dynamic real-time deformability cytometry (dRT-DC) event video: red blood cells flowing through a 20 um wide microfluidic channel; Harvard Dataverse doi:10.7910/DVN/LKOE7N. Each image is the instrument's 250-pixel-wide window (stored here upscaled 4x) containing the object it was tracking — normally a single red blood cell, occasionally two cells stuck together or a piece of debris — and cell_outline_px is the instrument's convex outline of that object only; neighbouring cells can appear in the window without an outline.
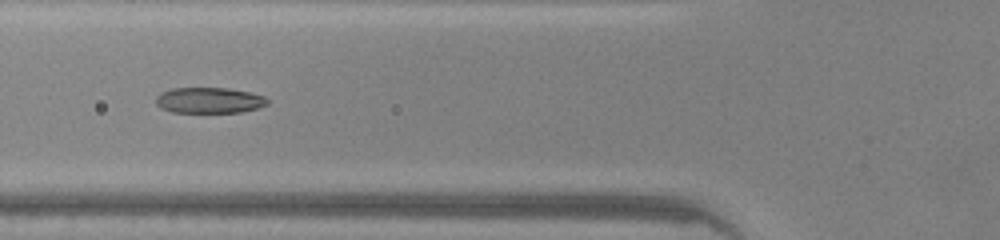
{"species": "common noctule bat (a hibernating species)", "species_latin": "Nyctalus noctula", "temperature_condition": "warm", "stored_images_in_passage": 37, "camera_frame_rate_fps": 3000, "um_per_image_px": 0.085, "animal": {"sex": "male", "body_mass_g": 20.0, "forearm_length_mm": 53.3}, "frame": {"image": 1, "passage_image": 7, "time_ms": 2.0, "image_size_px": [1000, 240], "cell_outline_px": [[268, 104], [256, 108], [240, 112], [172, 112], [160, 108], [156, 104], [156, 96], [160, 92], [172, 88], [228, 88], [248, 92], [264, 96], [268, 100]], "centroid_in_image_um": [17.74, 8.52], "position_along_channel_um": 108.1, "area_um2": 16.7}}
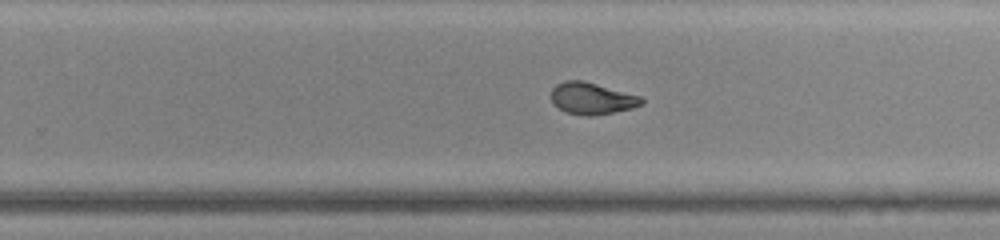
{"frame": {"image": 2, "passage_image": 19, "time_ms": 6.0, "image_size_px": [1000, 240], "cell_outline_px": [[644, 104], [632, 108], [592, 116], [584, 116], [568, 112], [552, 104], [552, 88], [556, 84], [564, 80], [584, 80], [640, 96], [644, 100]], "centroid_in_image_um": [50.31, 8.35], "position_along_channel_um": 279.5, "area_um2": 16.7}}
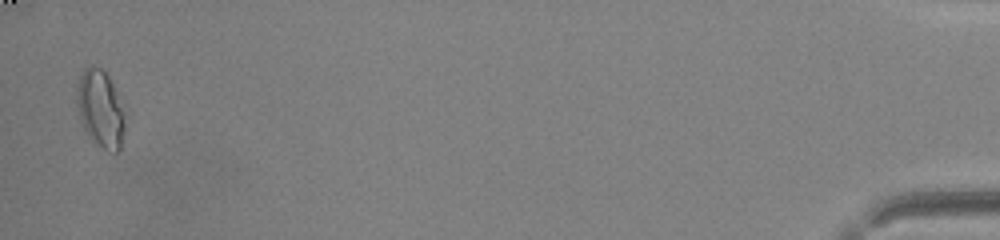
{"frame": {"image": 3, "passage_image": 36, "time_ms": 11.667, "image_size_px": [1000, 240], "cell_outline_px": [[124, 132], [120, 152], [108, 152], [92, 144], [84, 132], [80, 120], [76, 96], [76, 88], [80, 76], [84, 68], [92, 64], [100, 68], [108, 76], [116, 92], [124, 116]], "centroid_in_image_um": [8.5, 9.33], "position_along_channel_um": 426.7, "area_um2": 22.02}, "authors_computed_cell_mechanics": {"area_um2": 17.2244, "velocity_mm_per_s": 4.3056, "shape_relaxation_time_tau1_ms": 8.7406, "shape_relaxation_time_tau2_ms": 1.4436, "deformation_change_tau1": 0.3043, "deformation_change_tau2": 0.058}}